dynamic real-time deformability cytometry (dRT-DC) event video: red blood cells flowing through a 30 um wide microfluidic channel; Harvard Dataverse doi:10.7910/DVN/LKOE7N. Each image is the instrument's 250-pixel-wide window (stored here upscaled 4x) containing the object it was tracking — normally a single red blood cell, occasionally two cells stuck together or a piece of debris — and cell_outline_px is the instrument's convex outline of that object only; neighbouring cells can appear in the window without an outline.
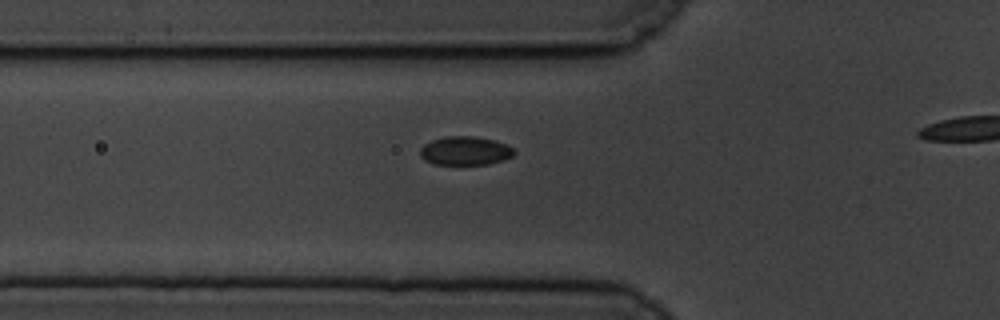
{"species": "common noctule bat (a hibernating species)", "species_latin": "Nyctalus noctula", "temperature_condition": "cold", "stored_images_in_passage": 15, "camera_frame_rate_fps": 3000, "um_per_image_px": 0.085, "animal": {"sex": "male", "body_mass_g": 19.5, "forearm_length_mm": 54.6}, "frame": {"image": 1, "passage_image": 13, "time_ms": 4.0, "image_size_px": [1000, 320], "cell_outline_px": [[516, 152], [512, 156], [504, 160], [488, 164], [432, 164], [424, 160], [420, 156], [420, 148], [424, 144], [432, 140], [444, 136], [476, 136], [496, 140], [508, 144]], "centroid_in_image_um": [39.55, 12.81], "position_along_channel_um": 86.3, "area_um2": 15.95}}